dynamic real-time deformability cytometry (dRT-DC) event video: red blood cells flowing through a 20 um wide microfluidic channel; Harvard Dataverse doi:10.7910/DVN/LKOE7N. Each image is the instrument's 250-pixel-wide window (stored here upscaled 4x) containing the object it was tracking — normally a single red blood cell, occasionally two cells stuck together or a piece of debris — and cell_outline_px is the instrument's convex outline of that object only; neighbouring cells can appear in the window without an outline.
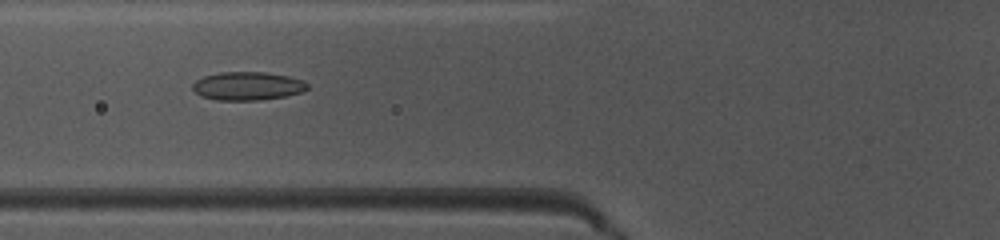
{"species": "common noctule bat (a hibernating species)", "species_latin": "Nyctalus noctula", "temperature_condition": "warm", "stored_images_in_passage": 30, "camera_frame_rate_fps": 3000, "um_per_image_px": 0.085, "animal": {"sex": "female", "body_mass_g": 10.0, "forearm_length_mm": 53.1}, "frame": {"image": 1, "passage_image": 6, "time_ms": 1.667, "image_size_px": [1000, 240], "cell_outline_px": [[308, 88], [304, 92], [284, 96], [256, 100], [216, 100], [200, 96], [192, 88], [192, 84], [196, 80], [204, 76], [220, 72], [264, 72], [288, 76], [304, 80], [308, 84]], "centroid_in_image_um": [21.05, 7.31], "position_along_channel_um": 104.8, "area_um2": 19.02}}
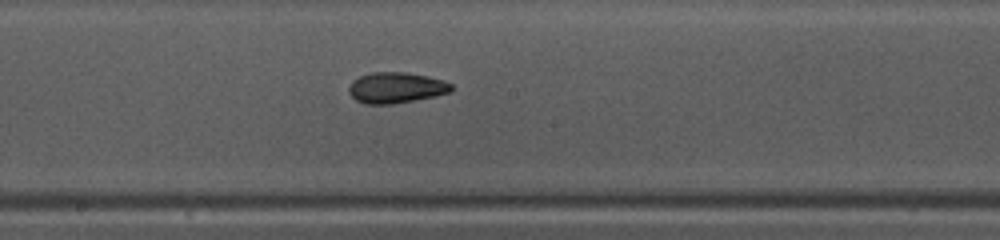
{"frame": {"image": 2, "passage_image": 14, "time_ms": 4.333, "image_size_px": [1000, 240], "cell_outline_px": [[452, 92], [436, 96], [392, 104], [364, 104], [356, 100], [348, 92], [348, 88], [352, 80], [360, 76], [372, 72], [404, 72], [444, 80], [452, 84]], "centroid_in_image_um": [33.65, 7.46], "position_along_channel_um": 214.5, "area_um2": 18.44}}
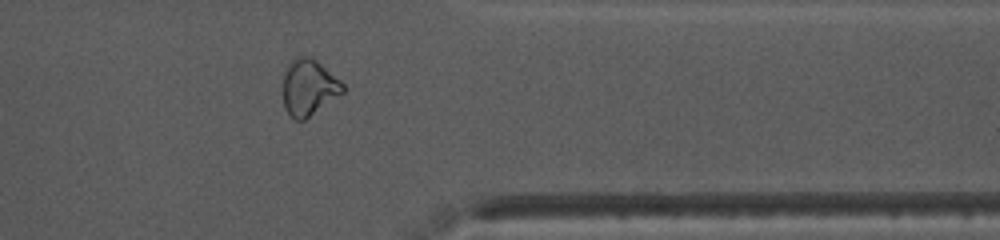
{"frame": {"image": 3, "passage_image": 27, "time_ms": 8.667, "image_size_px": [1000, 240], "cell_outline_px": [[344, 92], [304, 120], [296, 120], [284, 108], [284, 72], [292, 60], [296, 56], [312, 56], [340, 80], [344, 84]], "centroid_in_image_um": [26.26, 7.41], "position_along_channel_um": 385.1, "area_um2": 19.36}, "authors_computed_cell_mechanics": {"area_um2": 18.3804, "velocity_mm_per_s": 4.095, "shape_relaxation_time_tau1_ms": 10.9628, "shape_relaxation_time_tau2_ms": 2.3546, "deformation_change_tau1": 0.2162, "deformation_change_tau2": 0.0606}}